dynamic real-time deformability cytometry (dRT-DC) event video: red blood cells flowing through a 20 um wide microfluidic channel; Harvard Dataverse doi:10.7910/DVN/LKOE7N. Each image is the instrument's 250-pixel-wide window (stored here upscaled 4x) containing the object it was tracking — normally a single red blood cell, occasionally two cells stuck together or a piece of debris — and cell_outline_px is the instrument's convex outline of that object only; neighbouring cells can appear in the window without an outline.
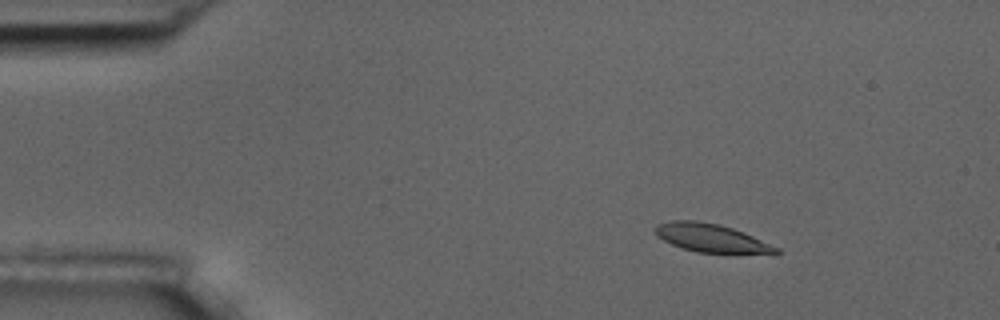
{"species": "common noctule bat (a hibernating species)", "species_latin": "Nyctalus noctula", "temperature_condition": "room temperature", "stored_images_in_passage": 9, "camera_frame_rate_fps": 3000, "um_per_image_px": 0.085, "animal": {"sex": "male", "body_mass_g": 17.5, "forearm_length_mm": 52.3}, "frame": {"image": 1, "passage_image": 2, "time_ms": 1.333, "image_size_px": [1000, 320], "cell_outline_px": [[780, 252], [776, 256], [696, 252], [672, 244], [656, 236], [652, 228], [656, 224], [672, 220], [696, 220], [720, 224], [732, 228], [752, 236], [780, 248]], "centroid_in_image_um": [60.53, 20.27], "position_along_channel_um": 24.5, "area_um2": 20.69}}
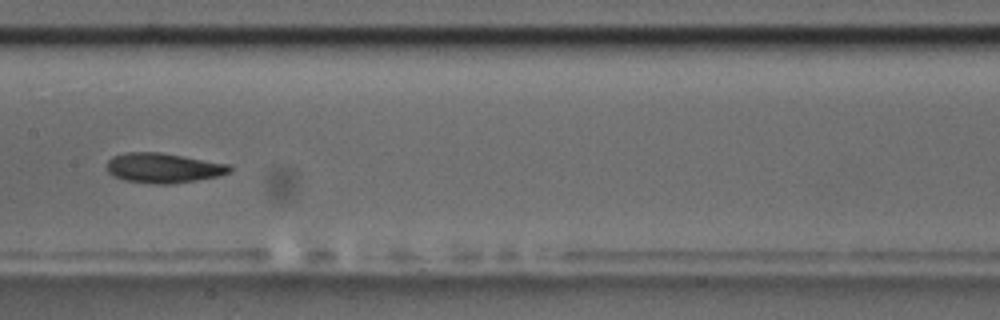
{"frame": {"image": 2, "passage_image": 7, "time_ms": 8.0, "image_size_px": [1000, 320], "cell_outline_px": [[232, 168], [228, 172], [216, 176], [196, 180], [172, 184], [152, 184], [124, 180], [112, 176], [104, 168], [108, 160], [112, 156], [124, 152], [160, 152], [228, 164]], "centroid_in_image_um": [13.78, 14.27], "position_along_channel_um": 193.6, "area_um2": 21.44}}
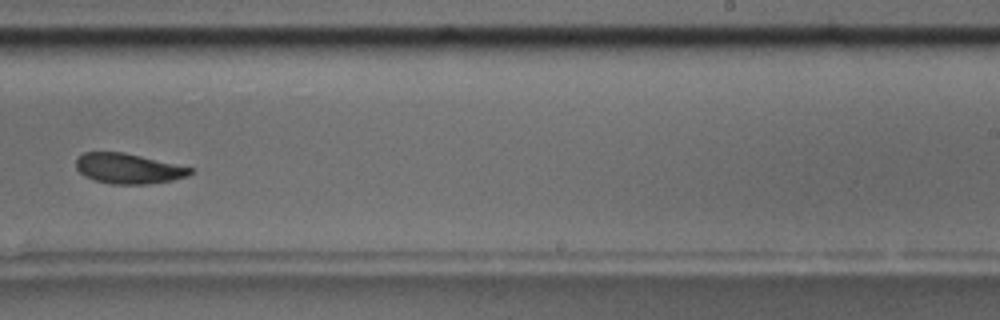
{"frame": {"image": 3, "passage_image": 9, "time_ms": 10.333, "image_size_px": [1000, 320], "cell_outline_px": [[196, 172], [188, 176], [172, 180], [148, 184], [112, 184], [96, 180], [84, 176], [76, 168], [76, 160], [84, 152], [124, 152], [192, 168]], "centroid_in_image_um": [10.92, 14.33], "position_along_channel_um": 278.1, "area_um2": 20.0}}